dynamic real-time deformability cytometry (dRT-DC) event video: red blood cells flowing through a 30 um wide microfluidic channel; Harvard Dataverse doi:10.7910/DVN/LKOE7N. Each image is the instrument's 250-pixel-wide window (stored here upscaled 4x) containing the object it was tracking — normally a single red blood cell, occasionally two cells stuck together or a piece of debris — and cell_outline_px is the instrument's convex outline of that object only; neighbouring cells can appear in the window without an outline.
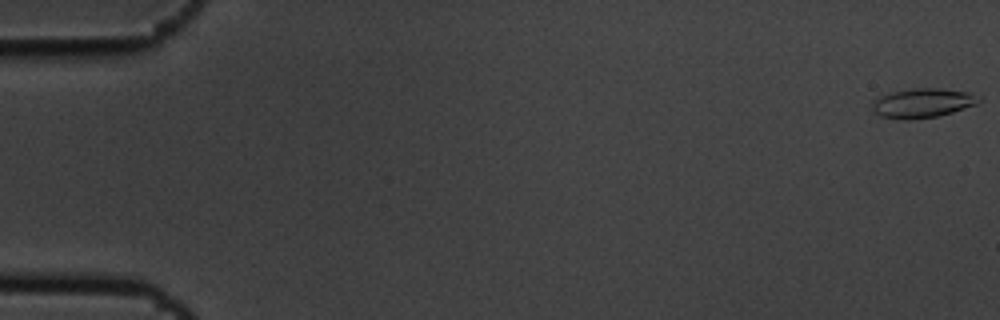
{"species": "common noctule bat (a hibernating species)", "species_latin": "Nyctalus noctula", "temperature_condition": "cold", "stored_images_in_passage": 6, "camera_frame_rate_fps": 3000, "um_per_image_px": 0.085, "animal": {"sex": "male", "body_mass_g": 19.5, "forearm_length_mm": 54.6}, "frame": {"image": 1, "passage_image": 1, "time_ms": 0.0, "image_size_px": [1000, 320], "cell_outline_px": [[980, 100], [976, 104], [952, 112], [936, 116], [908, 120], [896, 120], [880, 116], [872, 108], [872, 104], [880, 96], [892, 92], [912, 88], [940, 88], [972, 92], [980, 96]], "centroid_in_image_um": [78.43, 8.75], "position_along_channel_um": 6.6, "area_um2": 18.26}}
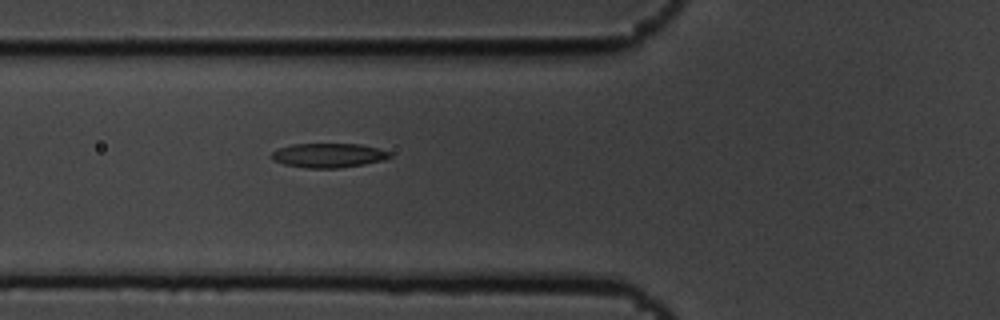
{"frame": {"image": 2, "passage_image": 6, "time_ms": 1.667, "image_size_px": [1000, 320], "cell_outline_px": [[392, 156], [384, 160], [364, 164], [340, 168], [308, 168], [284, 164], [272, 160], [272, 152], [280, 148], [292, 144], [360, 144], [392, 152]], "centroid_in_image_um": [27.95, 13.21], "position_along_channel_um": 97.9, "area_um2": 16.7}}